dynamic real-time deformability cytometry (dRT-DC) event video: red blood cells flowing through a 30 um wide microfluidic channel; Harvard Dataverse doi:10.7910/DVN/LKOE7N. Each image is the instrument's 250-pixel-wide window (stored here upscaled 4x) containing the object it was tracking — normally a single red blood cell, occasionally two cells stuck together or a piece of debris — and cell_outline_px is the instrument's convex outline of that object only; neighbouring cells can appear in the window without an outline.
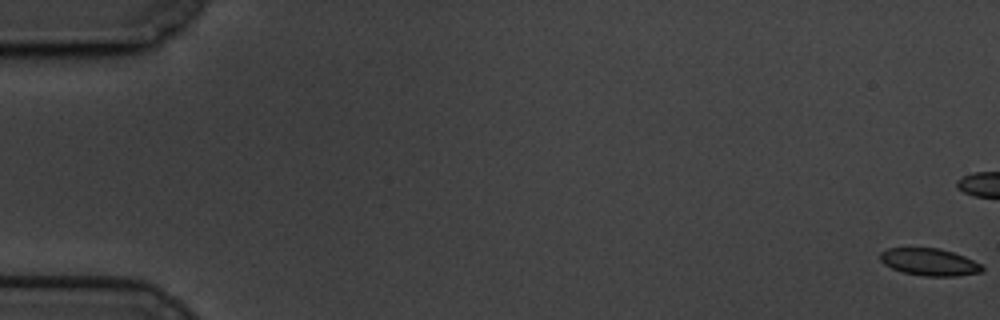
{"species": "common noctule bat (a hibernating species)", "species_latin": "Nyctalus noctula", "temperature_condition": "cold", "stored_images_in_passage": 62, "camera_frame_rate_fps": 3000, "um_per_image_px": 0.085, "animal": {"sex": "male", "body_mass_g": 19.5, "forearm_length_mm": 54.6}, "frame": {"image": 1, "passage_image": 1, "time_ms": 0.0, "image_size_px": [1000, 320], "cell_outline_px": [[984, 272], [956, 276], [924, 276], [904, 272], [892, 268], [884, 264], [880, 260], [880, 252], [888, 248], [940, 248], [964, 256], [980, 264], [984, 268]], "centroid_in_image_um": [79.0, 22.27], "position_along_channel_um": 6.0, "area_um2": 16.13}}
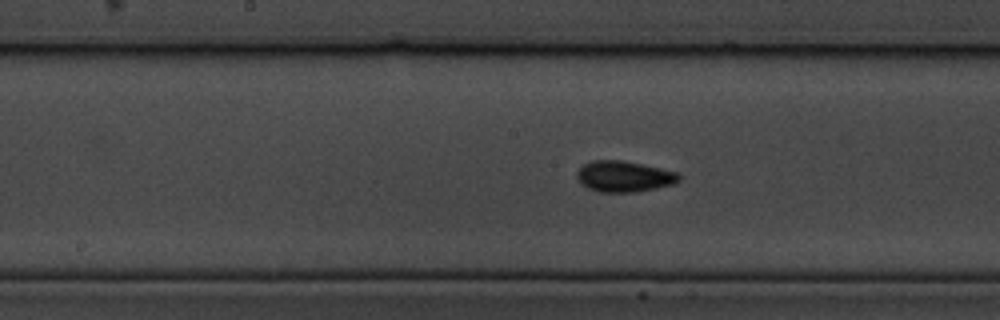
{"frame": {"image": 2, "passage_image": 32, "time_ms": 10.333, "image_size_px": [1000, 320], "cell_outline_px": [[680, 180], [672, 184], [656, 188], [636, 192], [600, 192], [588, 188], [580, 184], [576, 176], [576, 172], [584, 164], [592, 160], [624, 160], [680, 172]], "centroid_in_image_um": [53.04, 14.99], "position_along_channel_um": 195.2, "area_um2": 18.61}}
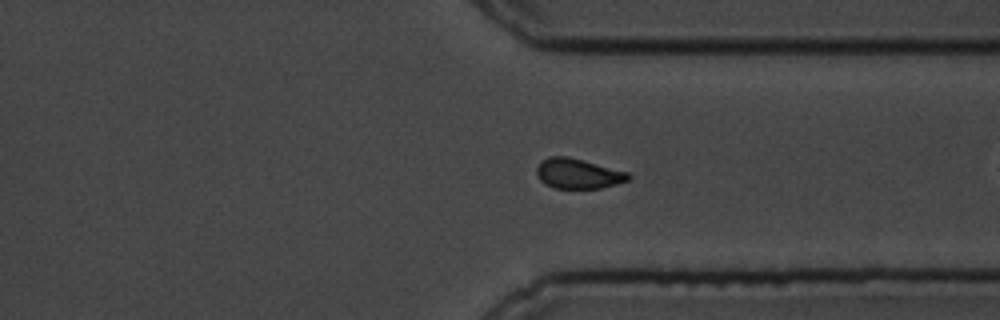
{"frame": {"image": 3, "passage_image": 47, "time_ms": 15.333, "image_size_px": [1000, 320], "cell_outline_px": [[632, 176], [628, 180], [616, 184], [600, 188], [556, 188], [544, 184], [536, 176], [536, 168], [540, 160], [548, 156], [568, 156], [628, 172]], "centroid_in_image_um": [49.09, 14.75], "position_along_channel_um": 362.3, "area_um2": 16.18}, "authors_computed_cell_mechanics": {"area_um2": 16.5886, "velocity_mm_per_s": 3.3442, "shape_relaxation_time_tau1_ms": 2.8701, "shape_relaxation_time_tau2_ms": 1.9286, "deformation_change_tau1": 0.0898, "deformation_change_tau2": 0.0617}}